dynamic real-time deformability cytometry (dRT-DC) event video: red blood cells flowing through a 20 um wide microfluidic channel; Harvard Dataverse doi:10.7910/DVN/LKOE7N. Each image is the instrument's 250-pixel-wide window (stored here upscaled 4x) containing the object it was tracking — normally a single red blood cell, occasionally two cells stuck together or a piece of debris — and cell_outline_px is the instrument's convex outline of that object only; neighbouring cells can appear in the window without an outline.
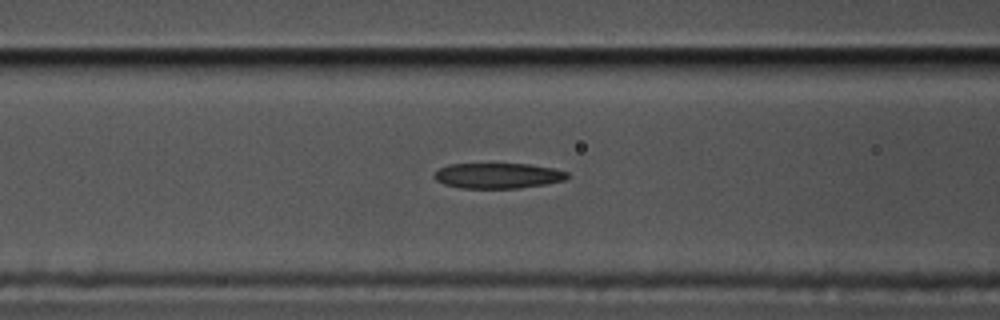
{"species": "common noctule bat (a hibernating species)", "species_latin": "Nyctalus noctula", "temperature_condition": "cold", "stored_images_in_passage": 40, "camera_frame_rate_fps": 3000, "um_per_image_px": 0.085, "animal": {"sex": "male", "body_mass_g": 17.5, "forearm_length_mm": 52.3}, "frame": {"image": 1, "passage_image": 17, "time_ms": 5.333, "image_size_px": [1000, 320], "cell_outline_px": [[568, 176], [564, 180], [548, 184], [520, 188], [460, 188], [444, 184], [436, 180], [432, 176], [440, 168], [448, 164], [528, 164], [552, 168], [568, 172]], "centroid_in_image_um": [42.31, 14.94], "position_along_channel_um": 124.3, "area_um2": 19.71}}
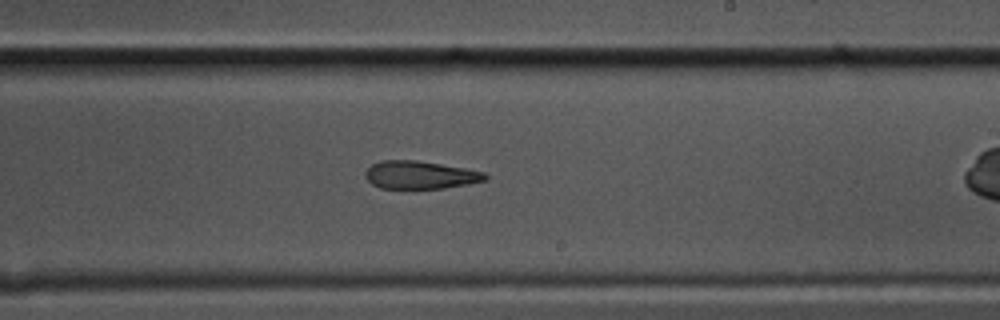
{"frame": {"image": 2, "passage_image": 28, "time_ms": 9.0, "image_size_px": [1000, 320], "cell_outline_px": [[488, 180], [468, 184], [444, 188], [380, 188], [372, 184], [364, 176], [364, 172], [372, 164], [384, 160], [416, 160], [464, 168], [484, 172], [488, 176]], "centroid_in_image_um": [35.71, 14.87], "position_along_channel_um": 253.3, "area_um2": 19.42}}
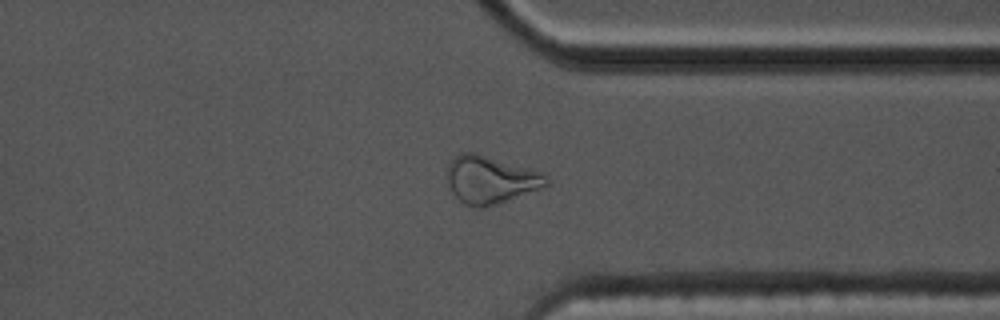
{"frame": {"image": 3, "passage_image": 38, "time_ms": 12.333, "image_size_px": [1000, 320], "cell_outline_px": [[548, 184], [544, 188], [484, 208], [476, 208], [464, 204], [452, 192], [448, 184], [448, 164], [460, 152], [472, 152], [540, 172], [548, 176]], "centroid_in_image_um": [41.69, 15.3], "position_along_channel_um": 369.7, "area_um2": 27.17}}